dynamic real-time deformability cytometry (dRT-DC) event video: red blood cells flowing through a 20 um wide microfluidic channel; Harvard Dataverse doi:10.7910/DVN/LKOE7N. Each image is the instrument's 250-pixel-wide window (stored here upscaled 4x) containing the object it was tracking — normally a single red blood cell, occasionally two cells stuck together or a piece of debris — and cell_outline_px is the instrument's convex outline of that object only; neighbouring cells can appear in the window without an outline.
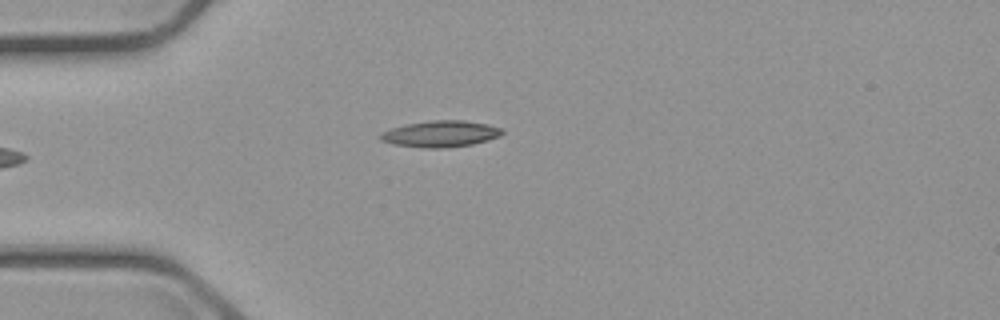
{"species": "common noctule bat (a hibernating species)", "species_latin": "Nyctalus noctula", "temperature_condition": "cold", "stored_images_in_passage": 4, "camera_frame_rate_fps": 3000, "um_per_image_px": 0.085, "animal": {"sex": "male", "body_mass_g": 23.1, "forearm_length_mm": 52.7}, "frame": {"image": 1, "passage_image": 4, "time_ms": 3.667, "image_size_px": [1000, 320], "cell_outline_px": [[504, 132], [500, 136], [488, 140], [472, 144], [440, 148], [424, 148], [392, 144], [380, 140], [376, 136], [380, 132], [392, 128], [408, 124], [432, 120], [464, 120], [488, 124], [500, 128]], "centroid_in_image_um": [37.41, 11.38], "position_along_channel_um": 47.6, "area_um2": 18.73}}